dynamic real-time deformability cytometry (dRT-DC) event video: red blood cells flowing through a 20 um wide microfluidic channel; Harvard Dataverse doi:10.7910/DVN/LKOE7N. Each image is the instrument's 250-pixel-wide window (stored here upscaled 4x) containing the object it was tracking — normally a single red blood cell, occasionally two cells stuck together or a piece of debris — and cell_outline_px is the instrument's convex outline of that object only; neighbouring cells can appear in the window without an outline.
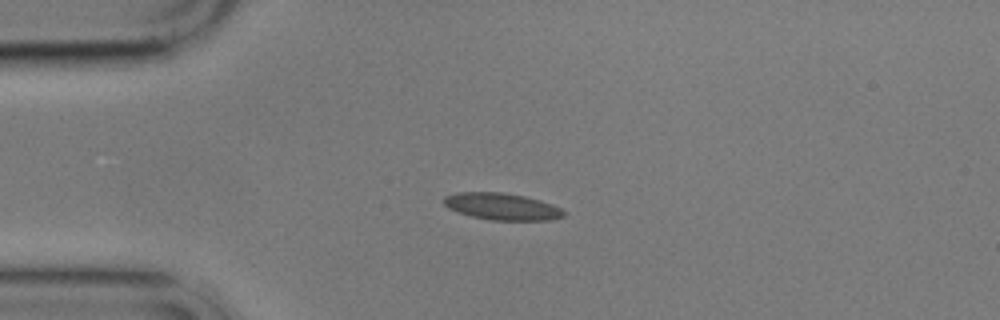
{"species": "common noctule bat (a hibernating species)", "species_latin": "Nyctalus noctula", "temperature_condition": "cold", "stored_images_in_passage": 8, "camera_frame_rate_fps": 3000, "um_per_image_px": 0.085, "animal": {"sex": "male", "body_mass_g": 17.9}, "frame": {"image": 1, "passage_image": 2, "time_ms": 2.0, "image_size_px": [1000, 320], "cell_outline_px": [[564, 216], [548, 220], [492, 220], [472, 216], [448, 208], [444, 204], [444, 196], [456, 192], [504, 192], [524, 196], [540, 200], [552, 204], [560, 208], [564, 212]], "centroid_in_image_um": [42.65, 17.54], "position_along_channel_um": 42.3, "area_um2": 18.61}}
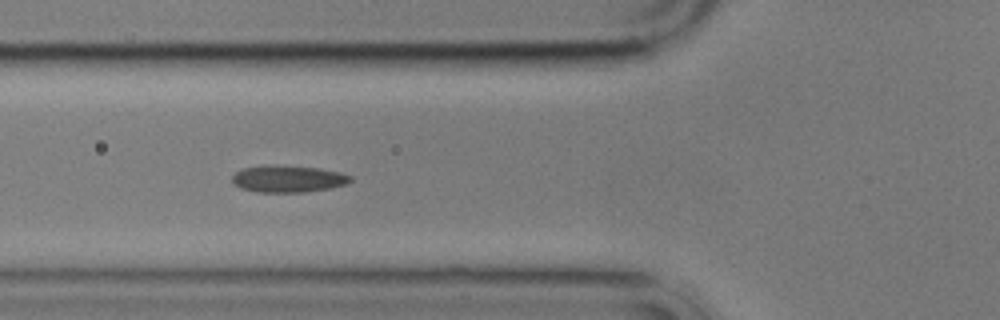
{"frame": {"image": 2, "passage_image": 4, "time_ms": 4.333, "image_size_px": [1000, 320], "cell_outline_px": [[352, 180], [348, 184], [332, 188], [304, 192], [256, 192], [240, 188], [232, 184], [232, 176], [240, 168], [264, 164], [272, 164], [320, 168], [340, 172], [352, 176]], "centroid_in_image_um": [24.46, 15.19], "position_along_channel_um": 101.3, "area_um2": 19.07}}
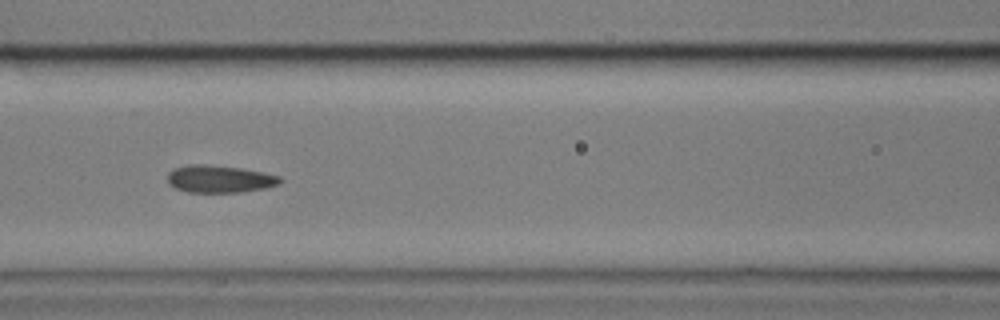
{"frame": {"image": 3, "passage_image": 5, "time_ms": 5.667, "image_size_px": [1000, 320], "cell_outline_px": [[284, 180], [280, 184], [268, 188], [240, 192], [188, 192], [176, 188], [168, 184], [168, 172], [176, 168], [188, 164], [208, 164], [244, 168], [264, 172], [280, 176]], "centroid_in_image_um": [18.72, 15.2], "position_along_channel_um": 147.9, "area_um2": 18.26}}